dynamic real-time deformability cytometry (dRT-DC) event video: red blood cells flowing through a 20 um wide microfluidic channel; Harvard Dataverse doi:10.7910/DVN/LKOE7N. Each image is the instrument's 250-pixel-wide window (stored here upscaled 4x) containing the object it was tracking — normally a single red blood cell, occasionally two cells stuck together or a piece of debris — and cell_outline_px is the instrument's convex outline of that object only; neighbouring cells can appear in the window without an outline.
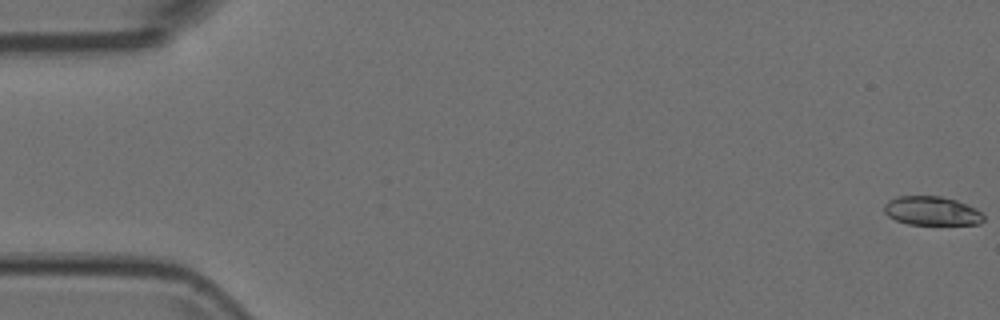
{"species": "Egyptian fruit bat (a non-hibernating species)", "species_latin": "Rousettus aegyptiacus", "temperature_condition": "room temperature", "stored_images_in_passage": 54, "camera_frame_rate_fps": 3000, "um_per_image_px": 0.085, "animal": {"sex": "female"}, "frame": {"image": 1, "passage_image": 1, "time_ms": 0.0, "image_size_px": [1000, 320], "cell_outline_px": [[984, 220], [980, 224], [908, 224], [896, 220], [888, 216], [884, 212], [884, 204], [888, 200], [896, 196], [940, 196], [956, 200], [976, 208], [984, 216]], "centroid_in_image_um": [79.18, 17.92], "position_along_channel_um": 5.8, "area_um2": 16.76}}
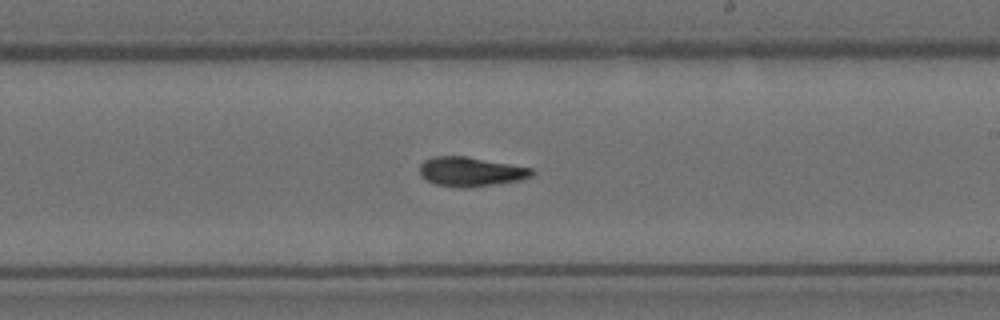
{"frame": {"image": 2, "passage_image": 32, "time_ms": 10.333, "image_size_px": [1000, 320], "cell_outline_px": [[536, 172], [532, 176], [520, 180], [496, 184], [468, 188], [460, 188], [436, 184], [420, 176], [420, 164], [424, 160], [432, 156], [468, 156], [512, 164], [532, 168]], "centroid_in_image_um": [40.03, 14.58], "position_along_channel_um": 249.0, "area_um2": 19.42}}
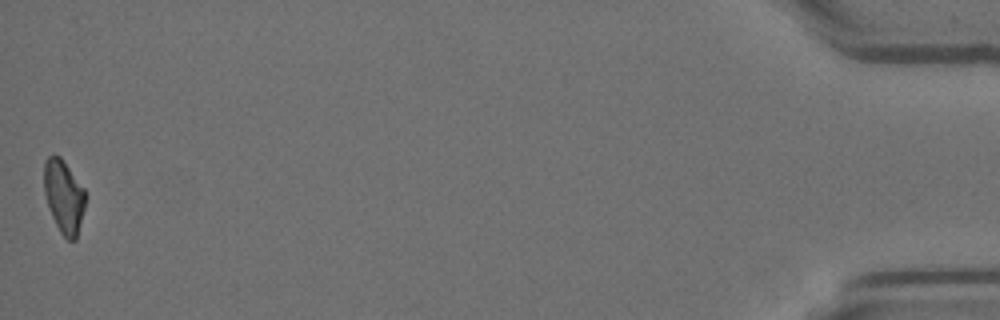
{"frame": {"image": 3, "passage_image": 54, "time_ms": 17.667, "image_size_px": [1000, 320], "cell_outline_px": [[84, 208], [76, 240], [68, 240], [60, 232], [52, 216], [44, 192], [44, 160], [48, 156], [60, 156], [84, 188]], "centroid_in_image_um": [5.41, 16.69], "position_along_channel_um": 429.8, "area_um2": 17.28}}